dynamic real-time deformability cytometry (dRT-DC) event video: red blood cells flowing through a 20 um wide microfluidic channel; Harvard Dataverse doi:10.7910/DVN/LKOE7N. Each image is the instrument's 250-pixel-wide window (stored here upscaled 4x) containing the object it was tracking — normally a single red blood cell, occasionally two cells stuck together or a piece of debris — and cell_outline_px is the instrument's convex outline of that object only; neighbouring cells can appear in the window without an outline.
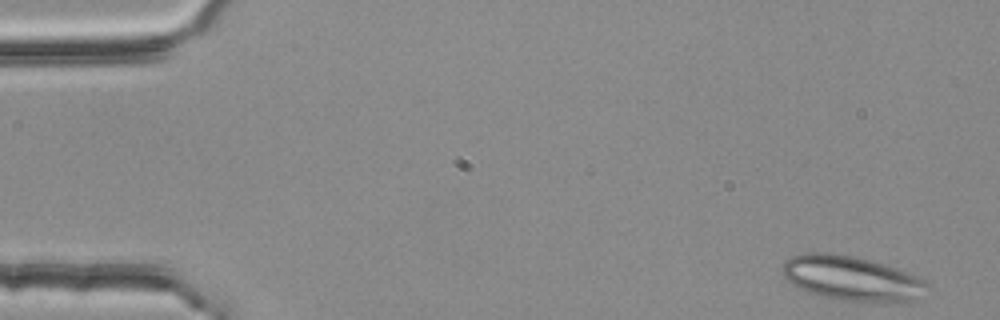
{"species": "common noctule bat (a hibernating species)", "species_latin": "Nyctalus noctula", "temperature_condition": "room temperature", "stored_images_in_passage": 50, "segment_of_instrument_passage": [1, 2], "camera_frame_rate_fps": 3000, "um_per_image_px": 0.085, "animal": {"sex": "female", "body_mass_g": 25.1}, "frame": {"image": 1, "passage_image": 1, "time_ms": 0.0, "image_size_px": [1000, 320], "cell_outline_px": [[928, 284], [916, 300], [904, 304], [868, 304], [844, 300], [824, 296], [800, 288], [784, 280], [780, 268], [784, 260], [792, 256], [804, 252], [824, 252], [856, 256], [884, 264], [896, 268], [916, 276], [924, 280]], "centroid_in_image_um": [72.39, 23.68], "position_along_channel_um": 12.6, "area_um2": 38.49}}